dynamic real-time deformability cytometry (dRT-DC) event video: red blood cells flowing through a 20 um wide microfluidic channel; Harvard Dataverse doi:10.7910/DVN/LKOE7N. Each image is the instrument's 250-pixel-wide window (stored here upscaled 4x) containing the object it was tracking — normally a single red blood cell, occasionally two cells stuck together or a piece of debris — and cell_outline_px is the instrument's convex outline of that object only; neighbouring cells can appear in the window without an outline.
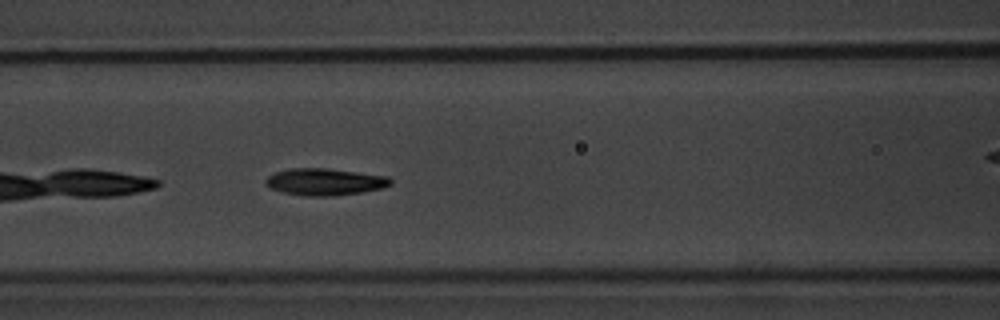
{"species": "common noctule bat (a hibernating species)", "species_latin": "Nyctalus noctula", "temperature_condition": "warm", "stored_images_in_passage": 12, "camera_frame_rate_fps": 3000, "um_per_image_px": 0.085, "animal": {"sex": "male", "body_mass_g": 20.1, "forearm_length_mm": 53.5}, "frame": {"image": 1, "passage_image": 7, "time_ms": 2.0, "image_size_px": [1000, 320], "cell_outline_px": [[392, 184], [380, 188], [360, 192], [336, 196], [308, 196], [284, 192], [272, 188], [264, 180], [268, 176], [276, 172], [292, 168], [324, 168], [388, 176], [392, 180]], "centroid_in_image_um": [27.63, 15.45], "position_along_channel_um": 139.0, "area_um2": 19.25}}